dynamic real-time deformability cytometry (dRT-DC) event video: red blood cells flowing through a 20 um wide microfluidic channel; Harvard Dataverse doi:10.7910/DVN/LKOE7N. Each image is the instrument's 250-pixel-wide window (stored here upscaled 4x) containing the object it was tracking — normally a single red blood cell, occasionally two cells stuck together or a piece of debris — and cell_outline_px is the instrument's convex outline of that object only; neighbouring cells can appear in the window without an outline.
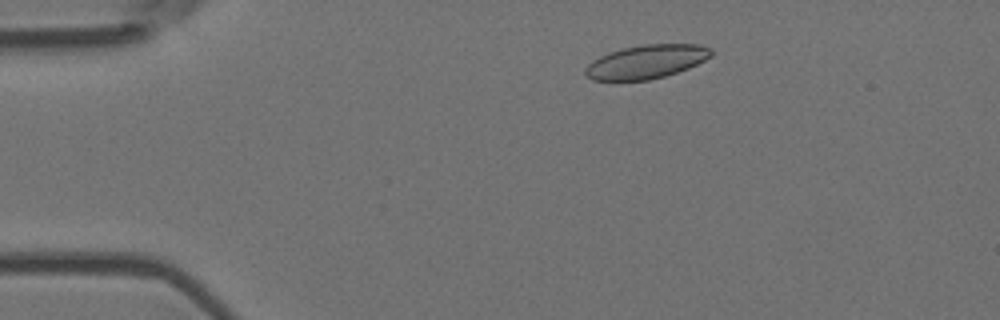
{"species": "Egyptian fruit bat (a non-hibernating species)", "species_latin": "Rousettus aegyptiacus", "temperature_condition": "room temperature", "stored_images_in_passage": 8, "camera_frame_rate_fps": 3000, "um_per_image_px": 0.085, "animal": {"sex": "female"}, "frame": {"image": 1, "passage_image": 2, "time_ms": 0.333, "image_size_px": [1000, 320], "cell_outline_px": [[712, 56], [688, 68], [664, 76], [648, 80], [592, 80], [584, 72], [584, 68], [592, 60], [608, 52], [624, 48], [644, 44], [700, 44], [712, 48]], "centroid_in_image_um": [54.94, 5.24], "position_along_channel_um": 30.1, "area_um2": 24.62}}
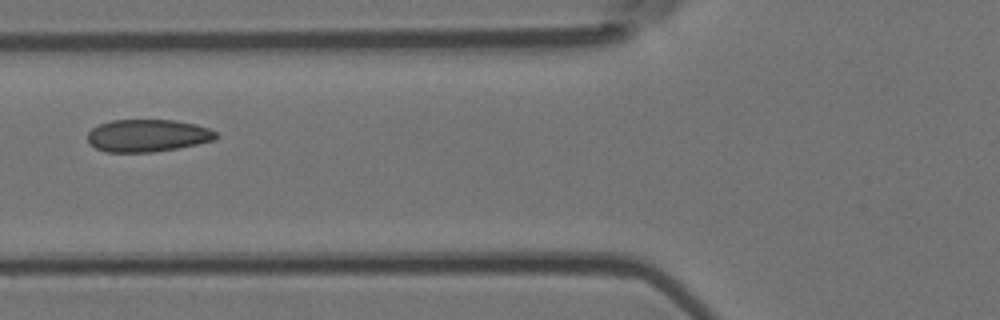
{"frame": {"image": 2, "passage_image": 5, "time_ms": 1.333, "image_size_px": [1000, 320], "cell_outline_px": [[216, 140], [176, 148], [152, 152], [108, 152], [96, 148], [88, 144], [88, 132], [92, 128], [100, 124], [112, 120], [172, 120], [196, 124], [208, 128], [216, 132]], "centroid_in_image_um": [12.52, 11.52], "position_along_channel_um": 113.3, "area_um2": 24.16}}
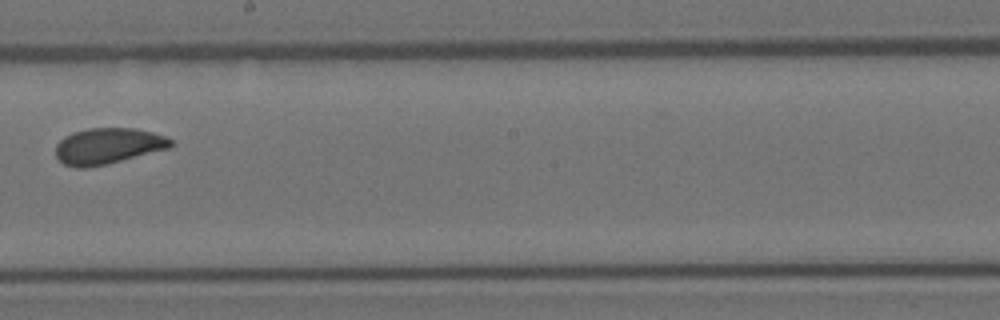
{"frame": {"image": 3, "passage_image": 8, "time_ms": 2.333, "image_size_px": [1000, 320], "cell_outline_px": [[172, 144], [168, 148], [108, 164], [88, 168], [76, 168], [64, 164], [56, 156], [56, 144], [64, 136], [72, 132], [88, 128], [132, 128], [152, 132], [164, 136], [172, 140]], "centroid_in_image_um": [9.13, 12.41], "position_along_channel_um": 239.1, "area_um2": 24.1}}